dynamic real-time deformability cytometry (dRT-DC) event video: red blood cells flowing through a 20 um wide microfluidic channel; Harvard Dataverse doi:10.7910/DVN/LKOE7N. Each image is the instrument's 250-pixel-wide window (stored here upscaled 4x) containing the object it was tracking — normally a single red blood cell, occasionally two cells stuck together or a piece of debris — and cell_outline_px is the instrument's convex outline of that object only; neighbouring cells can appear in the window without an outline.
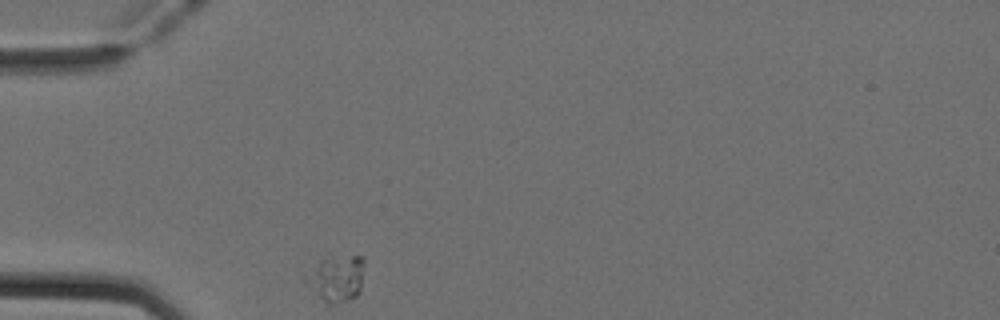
{"species": "Egyptian fruit bat (a non-hibernating species)", "species_latin": "Rousettus aegyptiacus", "temperature_condition": "cold", "stored_images_in_passage": 33, "camera_frame_rate_fps": 3000, "um_per_image_px": 0.085, "animal": {"sex": "female"}, "frame": {"image": 1, "passage_image": 1, "time_ms": 0.0, "image_size_px": [1000, 320], "cell_outline_px": [[364, 264], [360, 292], [356, 296], [332, 304], [328, 304], [320, 296], [316, 272], [320, 260], [352, 256], [364, 256]], "centroid_in_image_um": [28.9, 23.65], "position_along_channel_um": 56.1, "area_um2": 13.35}}
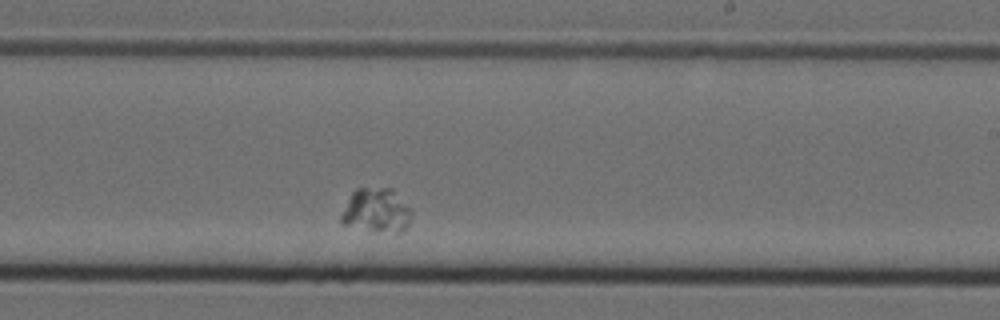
{"frame": {"image": 2, "passage_image": 19, "time_ms": 6.0, "image_size_px": [1000, 320], "cell_outline_px": [[412, 216], [408, 224], [400, 232], [372, 232], [340, 224], [340, 216], [352, 192], [356, 188], [392, 188], [408, 208]], "centroid_in_image_um": [31.94, 17.92], "position_along_channel_um": 257.1, "area_um2": 18.09}}
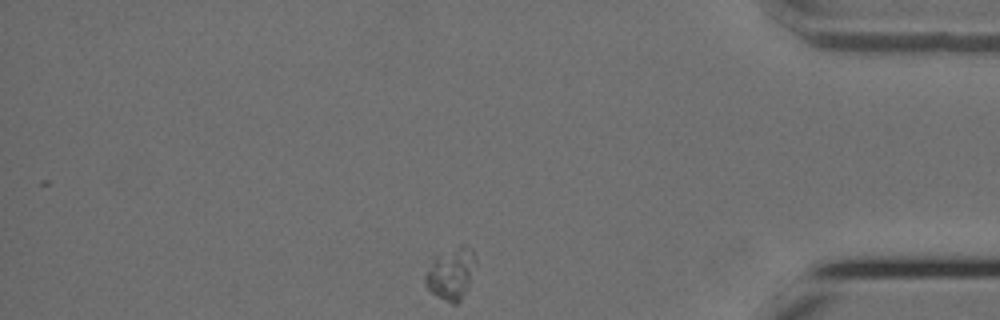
{"frame": {"image": 3, "passage_image": 33, "time_ms": 10.667, "image_size_px": [1000, 320], "cell_outline_px": [[476, 264], [468, 288], [460, 300], [456, 304], [452, 304], [444, 300], [432, 292], [424, 284], [424, 276], [432, 260], [436, 256], [460, 244], [472, 248]], "centroid_in_image_um": [38.34, 23.25], "position_along_channel_um": 396.9, "area_um2": 15.2}}